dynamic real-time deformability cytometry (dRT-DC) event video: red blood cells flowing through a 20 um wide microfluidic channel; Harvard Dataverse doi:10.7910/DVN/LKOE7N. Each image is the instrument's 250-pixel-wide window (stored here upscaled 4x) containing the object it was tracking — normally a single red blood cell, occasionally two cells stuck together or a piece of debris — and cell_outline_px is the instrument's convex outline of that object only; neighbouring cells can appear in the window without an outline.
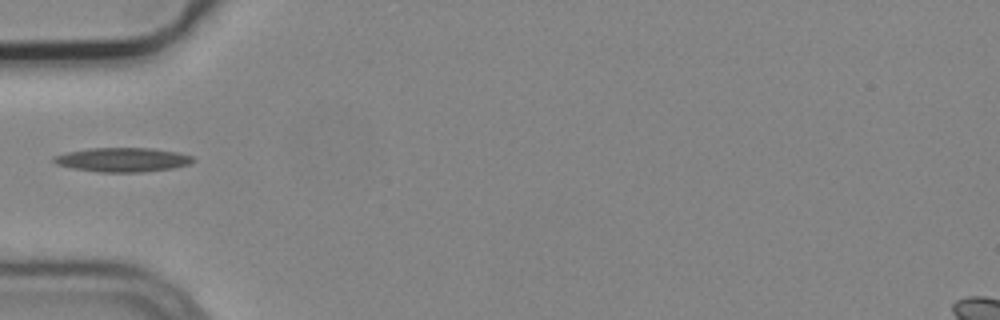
{"species": "common noctule bat (a hibernating species)", "species_latin": "Nyctalus noctula", "temperature_condition": "cold", "stored_images_in_passage": 2, "camera_frame_rate_fps": 3000, "um_per_image_px": 0.085, "animal": {"sex": "male", "body_mass_g": 19.2, "forearm_length_mm": 51.8}, "frame": {"image": 1, "passage_image": 2, "time_ms": 0.333, "image_size_px": [1000, 320], "cell_outline_px": [[196, 160], [188, 164], [172, 168], [140, 172], [100, 172], [72, 168], [56, 164], [52, 160], [52, 156], [68, 152], [92, 148], [152, 148], [176, 152], [192, 156]], "centroid_in_image_um": [10.4, 13.57], "position_along_channel_um": 74.6, "area_um2": 19.48}}